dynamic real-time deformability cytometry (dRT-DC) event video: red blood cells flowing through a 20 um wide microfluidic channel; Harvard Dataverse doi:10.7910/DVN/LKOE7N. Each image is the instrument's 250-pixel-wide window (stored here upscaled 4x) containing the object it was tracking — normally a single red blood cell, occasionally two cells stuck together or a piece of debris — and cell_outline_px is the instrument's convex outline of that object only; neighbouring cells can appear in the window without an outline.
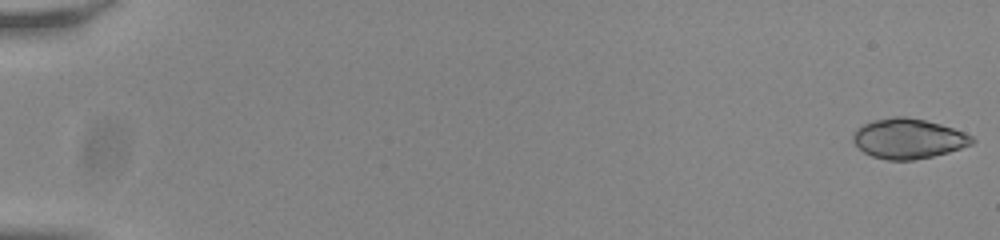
{"species": "common noctule bat (a hibernating species)", "species_latin": "Nyctalus noctula", "temperature_condition": "room temperature", "stored_images_in_passage": 12, "camera_frame_rate_fps": 3000, "um_per_image_px": 0.085, "animal": {"sex": "male", "body_mass_g": 20.0, "forearm_length_mm": 53.3}, "frame": {"image": 1, "passage_image": 1, "time_ms": 0.0, "image_size_px": [1000, 240], "cell_outline_px": [[976, 140], [972, 144], [948, 152], [932, 156], [912, 160], [888, 160], [872, 156], [864, 152], [852, 140], [852, 136], [856, 128], [872, 120], [892, 116], [904, 116], [924, 120], [940, 124], [964, 132], [972, 136]], "centroid_in_image_um": [77.19, 11.77], "position_along_channel_um": 7.8, "area_um2": 27.63}}